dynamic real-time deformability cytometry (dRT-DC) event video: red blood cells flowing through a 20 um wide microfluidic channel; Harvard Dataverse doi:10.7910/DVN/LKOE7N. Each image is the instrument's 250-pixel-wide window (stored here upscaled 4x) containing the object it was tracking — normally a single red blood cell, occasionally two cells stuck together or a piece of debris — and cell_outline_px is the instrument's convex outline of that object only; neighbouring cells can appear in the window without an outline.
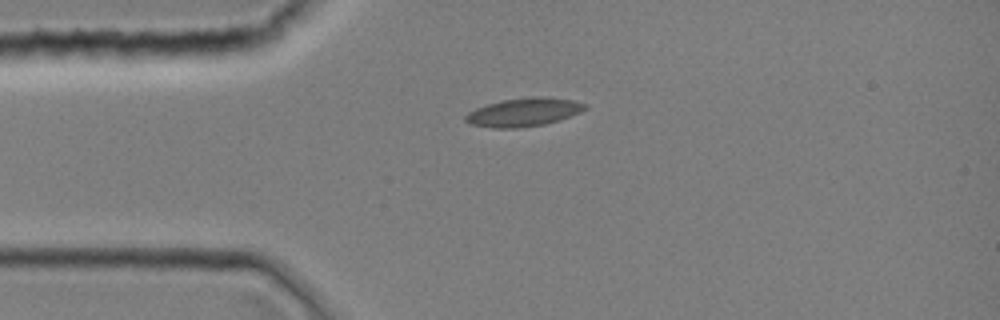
{"species": "common noctule bat (a hibernating species)", "species_latin": "Nyctalus noctula", "temperature_condition": "room temperature", "stored_images_in_passage": 1, "camera_frame_rate_fps": 3000, "um_per_image_px": 0.085, "animal": {"sex": "female", "body_mass_g": 19.0, "forearm_length_mm": 51.5}, "frame": {"image": 1, "passage_image": 1, "time_ms": 0.0, "image_size_px": [1000, 320], "cell_outline_px": [[588, 108], [580, 112], [544, 124], [516, 128], [492, 128], [472, 124], [464, 120], [464, 116], [468, 112], [476, 108], [488, 104], [504, 100], [532, 96], [540, 96], [572, 100], [588, 104]], "centroid_in_image_um": [44.5, 9.53], "position_along_channel_um": 40.5, "area_um2": 19.54}}